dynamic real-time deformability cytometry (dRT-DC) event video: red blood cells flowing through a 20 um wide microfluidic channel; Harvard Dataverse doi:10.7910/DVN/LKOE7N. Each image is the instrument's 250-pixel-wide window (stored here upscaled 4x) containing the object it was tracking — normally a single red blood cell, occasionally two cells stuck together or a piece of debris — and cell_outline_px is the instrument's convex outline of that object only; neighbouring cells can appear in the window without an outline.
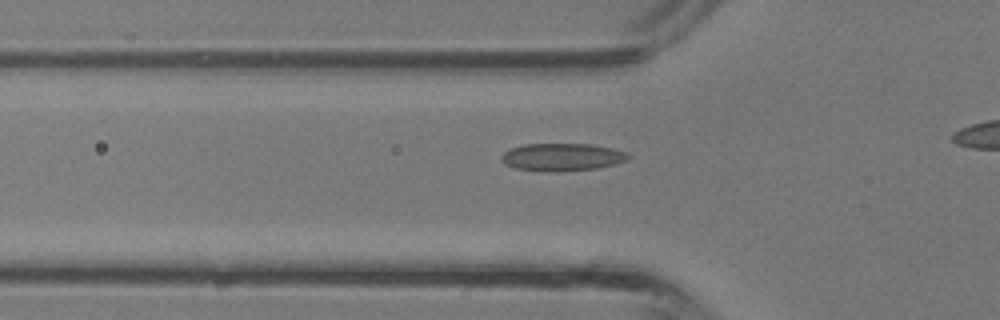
{"species": "common noctule bat (a hibernating species)", "species_latin": "Nyctalus noctula", "temperature_condition": "room temperature", "stored_images_in_passage": 19, "camera_frame_rate_fps": 3000, "um_per_image_px": 0.085, "animal": {"sex": "male", "body_mass_g": 13.3}, "frame": {"image": 1, "passage_image": 4, "time_ms": 1.0, "image_size_px": [1000, 320], "cell_outline_px": [[632, 156], [628, 160], [616, 164], [596, 168], [560, 172], [544, 172], [516, 168], [504, 164], [500, 160], [500, 156], [508, 148], [524, 144], [592, 144], [612, 148], [628, 152]], "centroid_in_image_um": [47.78, 13.35], "position_along_channel_um": 78.0, "area_um2": 20.87}}
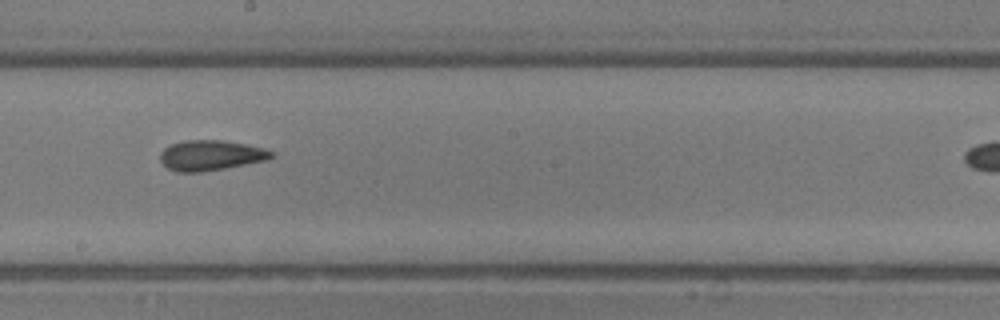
{"frame": {"image": 2, "passage_image": 12, "time_ms": 3.667, "image_size_px": [1000, 320], "cell_outline_px": [[276, 156], [268, 160], [224, 168], [200, 172], [176, 172], [168, 168], [160, 160], [160, 152], [164, 148], [172, 144], [184, 140], [224, 140], [264, 148], [276, 152]], "centroid_in_image_um": [17.95, 13.2], "position_along_channel_um": 230.3, "area_um2": 19.71}}
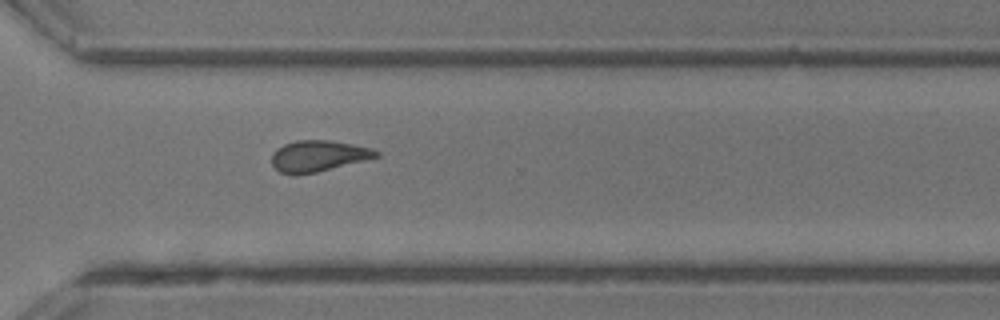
{"frame": {"image": 3, "passage_image": 18, "time_ms": 5.667, "image_size_px": [1000, 320], "cell_outline_px": [[380, 156], [316, 172], [296, 176], [280, 172], [272, 164], [272, 152], [276, 148], [284, 144], [296, 140], [332, 140], [372, 148], [380, 152]], "centroid_in_image_um": [27.03, 13.25], "position_along_channel_um": 343.6, "area_um2": 19.02}}